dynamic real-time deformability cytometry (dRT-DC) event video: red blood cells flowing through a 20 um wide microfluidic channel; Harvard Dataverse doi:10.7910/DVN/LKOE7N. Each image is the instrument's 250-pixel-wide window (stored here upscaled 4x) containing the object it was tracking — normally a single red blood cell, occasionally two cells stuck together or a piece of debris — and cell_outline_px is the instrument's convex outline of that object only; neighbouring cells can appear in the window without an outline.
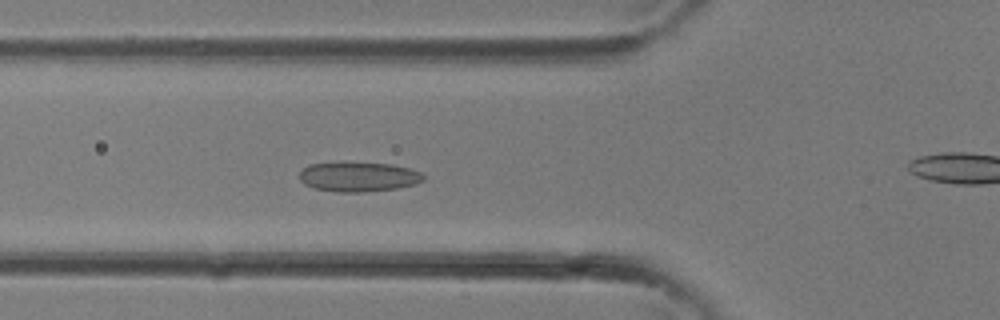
{"species": "common noctule bat (a hibernating species)", "species_latin": "Nyctalus noctula", "temperature_condition": "room temperature", "stored_images_in_passage": 36, "camera_frame_rate_fps": 3000, "um_per_image_px": 0.085, "animal": {"sex": "female"}, "frame": {"image": 1, "passage_image": 13, "time_ms": 4.0, "image_size_px": [1000, 320], "cell_outline_px": [[424, 180], [416, 184], [396, 188], [360, 192], [340, 192], [312, 188], [304, 184], [300, 180], [300, 172], [308, 164], [344, 160], [392, 164], [408, 168], [420, 172], [424, 176]], "centroid_in_image_um": [30.43, 14.99], "position_along_channel_um": 95.4, "area_um2": 22.02}}
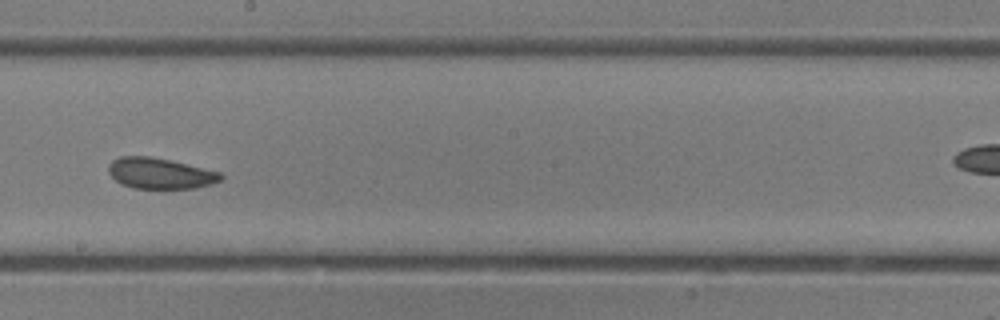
{"frame": {"image": 2, "passage_image": 20, "time_ms": 6.333, "image_size_px": [1000, 320], "cell_outline_px": [[224, 176], [220, 180], [212, 184], [196, 188], [132, 188], [120, 184], [108, 172], [108, 164], [112, 160], [120, 156], [148, 156], [168, 160], [220, 172]], "centroid_in_image_um": [13.57, 14.74], "position_along_channel_um": 234.6, "area_um2": 20.06}}
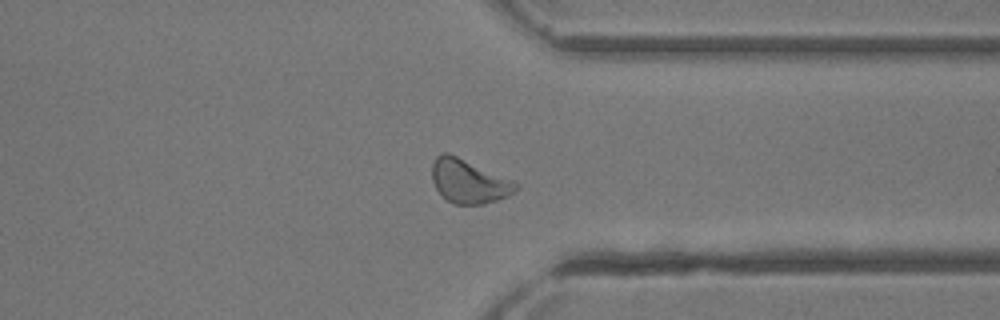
{"frame": {"image": 3, "passage_image": 27, "time_ms": 8.667, "image_size_px": [1000, 320], "cell_outline_px": [[520, 188], [508, 196], [484, 204], [452, 204], [436, 188], [432, 180], [432, 164], [436, 156], [440, 152], [448, 152], [516, 180], [520, 184]], "centroid_in_image_um": [39.9, 15.39], "position_along_channel_um": 371.5, "area_um2": 21.79}}